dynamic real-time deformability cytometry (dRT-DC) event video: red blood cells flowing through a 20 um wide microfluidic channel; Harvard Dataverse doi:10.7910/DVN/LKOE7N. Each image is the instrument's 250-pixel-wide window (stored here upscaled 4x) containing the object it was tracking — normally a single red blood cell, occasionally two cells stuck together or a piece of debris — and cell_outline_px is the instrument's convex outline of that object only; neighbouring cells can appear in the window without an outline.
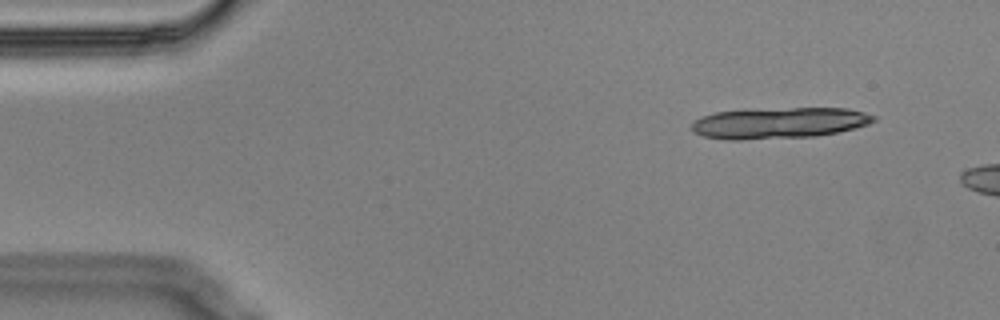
{"species": "Egyptian fruit bat (a non-hibernating species)", "species_latin": "Rousettus aegyptiacus", "temperature_condition": "cold", "stored_images_in_passage": 3, "camera_frame_rate_fps": 3000, "um_per_image_px": 0.085, "animal": {"sex": "male"}, "frame": {"image": 1, "passage_image": 1, "time_ms": 0.0, "image_size_px": [1000, 320], "cell_outline_px": [[876, 120], [868, 124], [856, 128], [816, 136], [740, 140], [724, 140], [704, 136], [692, 132], [692, 124], [696, 120], [704, 116], [716, 112], [792, 108], [848, 108], [864, 112], [876, 116]], "centroid_in_image_um": [66.26, 10.46], "position_along_channel_um": 18.7, "area_um2": 32.71}}